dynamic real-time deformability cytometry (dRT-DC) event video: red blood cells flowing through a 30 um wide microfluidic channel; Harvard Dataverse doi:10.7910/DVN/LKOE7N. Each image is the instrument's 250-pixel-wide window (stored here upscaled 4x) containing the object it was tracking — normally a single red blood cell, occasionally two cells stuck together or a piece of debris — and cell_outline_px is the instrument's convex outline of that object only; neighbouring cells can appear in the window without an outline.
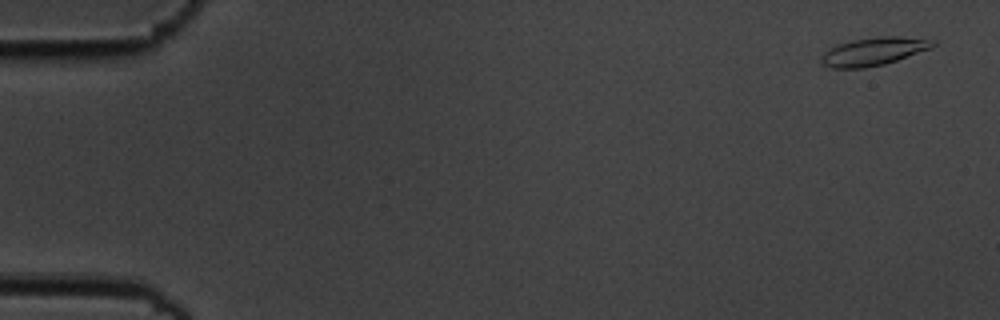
{"species": "common noctule bat (a hibernating species)", "species_latin": "Nyctalus noctula", "temperature_condition": "cold", "stored_images_in_passage": 5, "camera_frame_rate_fps": 3000, "um_per_image_px": 0.085, "animal": {"sex": "male", "body_mass_g": 19.5, "forearm_length_mm": 54.6}, "frame": {"image": 1, "passage_image": 1, "time_ms": 0.0, "image_size_px": [1000, 320], "cell_outline_px": [[936, 44], [928, 48], [896, 60], [884, 64], [864, 68], [832, 68], [820, 64], [820, 56], [828, 48], [836, 44], [852, 40], [880, 36], [896, 36], [936, 40]], "centroid_in_image_um": [74.16, 4.37], "position_along_channel_um": 10.8, "area_um2": 18.15}}